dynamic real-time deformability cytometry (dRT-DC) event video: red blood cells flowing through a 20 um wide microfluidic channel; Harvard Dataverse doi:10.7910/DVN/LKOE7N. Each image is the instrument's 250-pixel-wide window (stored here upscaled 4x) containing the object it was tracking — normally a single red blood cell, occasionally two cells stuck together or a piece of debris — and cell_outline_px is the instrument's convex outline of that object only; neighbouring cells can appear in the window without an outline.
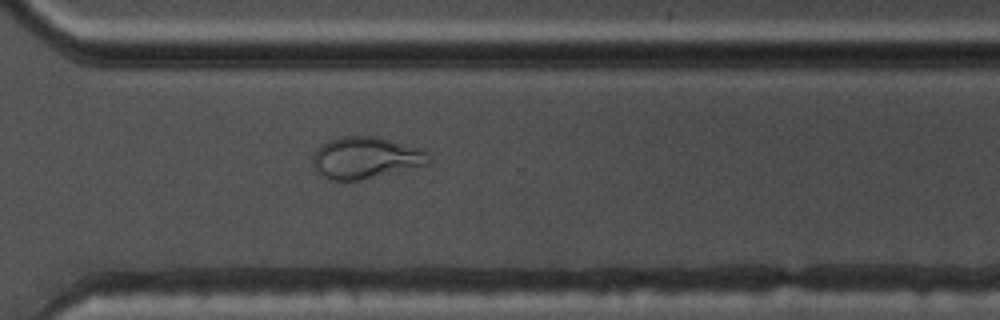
{"species": "common noctule bat (a hibernating species)", "species_latin": "Nyctalus noctula", "temperature_condition": "warm", "stored_images_in_passage": 54, "camera_frame_rate_fps": 3000, "um_per_image_px": 0.085, "animal": {"sex": "male", "body_mass_g": 17.5, "forearm_length_mm": 52.3}, "frame": {"image": 1, "passage_image": 39, "time_ms": 12.667, "image_size_px": [1000, 320], "cell_outline_px": [[432, 164], [360, 180], [328, 180], [312, 164], [312, 152], [328, 140], [340, 136], [376, 136], [420, 148], [428, 152], [432, 160]], "centroid_in_image_um": [31.11, 13.4], "position_along_channel_um": 339.5, "area_um2": 28.44}}
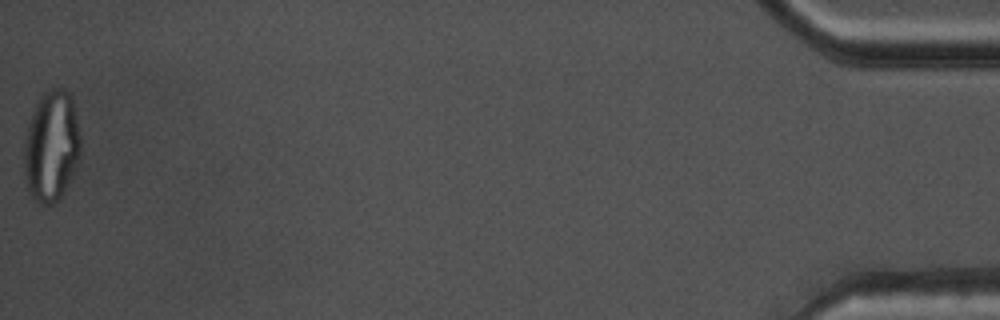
{"frame": {"image": 2, "passage_image": 54, "time_ms": 17.667, "image_size_px": [1000, 320], "cell_outline_px": [[80, 160], [72, 180], [60, 196], [52, 204], [40, 204], [28, 192], [24, 172], [24, 140], [28, 124], [32, 112], [40, 96], [48, 88], [64, 88], [72, 96], [80, 132]], "centroid_in_image_um": [4.39, 12.41], "position_along_channel_um": 430.8, "area_um2": 37.17}, "authors_computed_cell_mechanics": {"area_um2": 28.7266, "velocity_mm_per_s": 3.7747, "shape_relaxation_time_tau1_ms": null, "shape_relaxation_time_tau2_ms": 1.1985, "deformation_change_tau1": null, "deformation_change_tau2": 0.083}}